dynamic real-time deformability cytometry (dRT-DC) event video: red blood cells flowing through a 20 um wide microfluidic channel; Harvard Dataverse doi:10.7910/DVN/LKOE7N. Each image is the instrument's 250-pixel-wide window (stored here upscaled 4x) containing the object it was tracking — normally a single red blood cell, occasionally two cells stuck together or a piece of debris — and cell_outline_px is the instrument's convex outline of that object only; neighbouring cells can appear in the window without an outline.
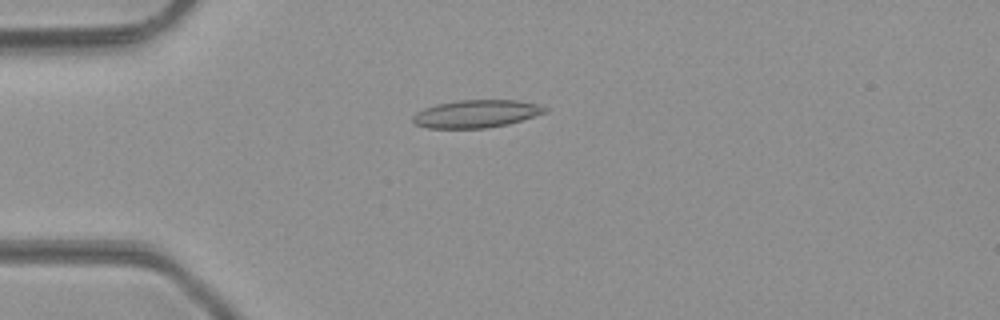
{"species": "common noctule bat (a hibernating species)", "species_latin": "Nyctalus noctula", "temperature_condition": "room temperature", "stored_images_in_passage": 48, "camera_frame_rate_fps": 3000, "um_per_image_px": 0.085, "animal": {"sex": "male", "body_mass_g": 23.1, "forearm_length_mm": 52.7}, "frame": {"image": 1, "passage_image": 13, "time_ms": 4.0, "image_size_px": [1000, 320], "cell_outline_px": [[548, 112], [508, 124], [488, 128], [428, 128], [416, 124], [412, 120], [412, 116], [416, 112], [424, 108], [436, 104], [460, 100], [516, 100], [536, 104], [548, 108]], "centroid_in_image_um": [40.48, 9.67], "position_along_channel_um": 44.5, "area_um2": 21.33}}
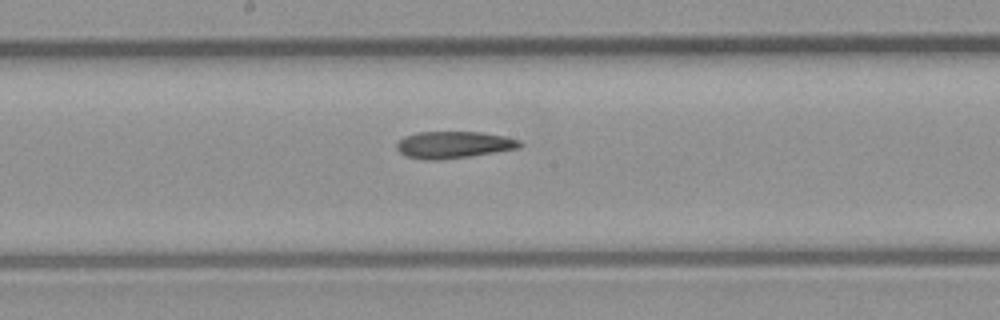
{"frame": {"image": 2, "passage_image": 26, "time_ms": 8.333, "image_size_px": [1000, 320], "cell_outline_px": [[524, 144], [520, 148], [468, 156], [436, 160], [424, 160], [404, 156], [396, 148], [396, 144], [404, 136], [416, 132], [480, 132], [504, 136], [520, 140]], "centroid_in_image_um": [38.54, 12.3], "position_along_channel_um": 209.7, "area_um2": 19.31}}
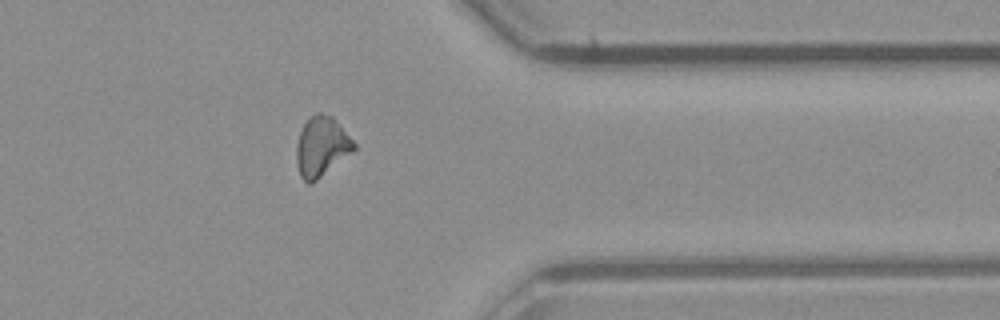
{"frame": {"image": 3, "passage_image": 39, "time_ms": 12.667, "image_size_px": [1000, 320], "cell_outline_px": [[356, 148], [352, 152], [312, 184], [308, 184], [300, 176], [296, 160], [296, 148], [300, 132], [304, 124], [316, 112], [320, 112], [332, 116], [356, 144]], "centroid_in_image_um": [27.32, 12.47], "position_along_channel_um": 384.1, "area_um2": 19.83}, "authors_computed_cell_mechanics": {"area_um2": 19.7965, "velocity_mm_per_s": 4.2898, "shape_relaxation_time_tau1_ms": null, "shape_relaxation_time_tau2_ms": 7.1081, "deformation_change_tau1": null, "deformation_change_tau2": 0.1717}}